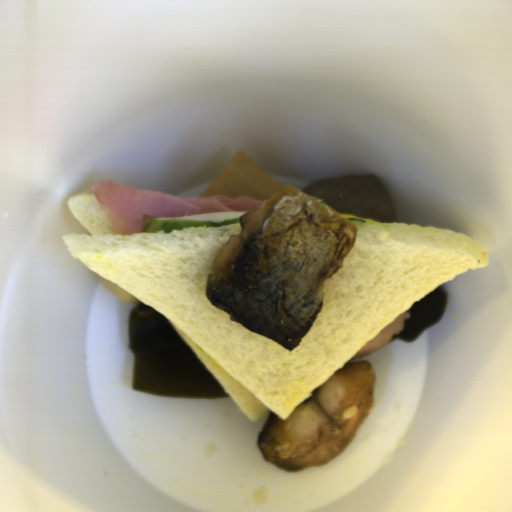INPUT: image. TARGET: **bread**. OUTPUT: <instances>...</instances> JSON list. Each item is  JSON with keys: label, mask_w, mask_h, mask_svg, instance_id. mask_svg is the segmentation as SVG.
<instances>
[{"label": "bread", "mask_w": 512, "mask_h": 512, "mask_svg": "<svg viewBox=\"0 0 512 512\" xmlns=\"http://www.w3.org/2000/svg\"><path fill=\"white\" fill-rule=\"evenodd\" d=\"M67 206L91 235H62L73 257L164 316L251 422L287 420L414 302L441 284L489 265L484 245L447 228L352 224L353 246L327 280L321 310L287 349L211 304L209 276L241 222L116 236L95 195Z\"/></svg>", "instance_id": "obj_1"}]
</instances>
